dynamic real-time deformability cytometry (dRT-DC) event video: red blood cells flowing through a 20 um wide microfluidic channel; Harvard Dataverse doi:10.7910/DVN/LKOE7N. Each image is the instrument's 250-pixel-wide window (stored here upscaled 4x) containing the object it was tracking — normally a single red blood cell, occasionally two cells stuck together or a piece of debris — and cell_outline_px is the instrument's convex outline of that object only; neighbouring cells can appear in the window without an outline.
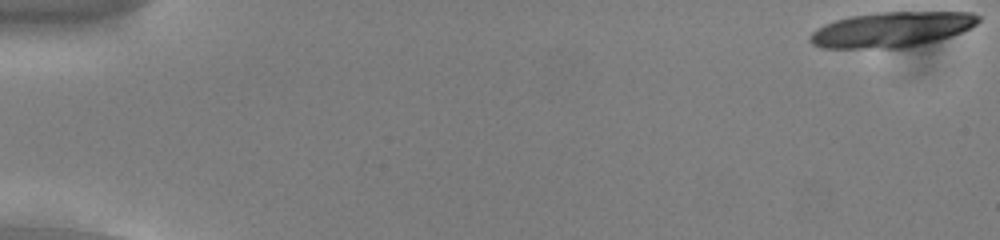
{"species": "common noctule bat (a hibernating species)", "species_latin": "Nyctalus noctula", "temperature_condition": "cold", "stored_images_in_passage": 19, "camera_frame_rate_fps": 3000, "um_per_image_px": 0.085, "animal": {"sex": "male", "body_mass_g": 13.0, "forearm_length_mm": 53.1}, "frame": {"image": 1, "passage_image": 1, "time_ms": 0.0, "image_size_px": [1000, 240], "cell_outline_px": [[980, 20], [972, 28], [952, 36], [940, 40], [904, 48], [820, 48], [812, 44], [808, 40], [808, 36], [816, 28], [824, 24], [836, 20], [852, 16], [876, 12], [972, 12], [980, 16]], "centroid_in_image_um": [75.79, 2.51], "position_along_channel_um": 9.2, "area_um2": 34.85}}